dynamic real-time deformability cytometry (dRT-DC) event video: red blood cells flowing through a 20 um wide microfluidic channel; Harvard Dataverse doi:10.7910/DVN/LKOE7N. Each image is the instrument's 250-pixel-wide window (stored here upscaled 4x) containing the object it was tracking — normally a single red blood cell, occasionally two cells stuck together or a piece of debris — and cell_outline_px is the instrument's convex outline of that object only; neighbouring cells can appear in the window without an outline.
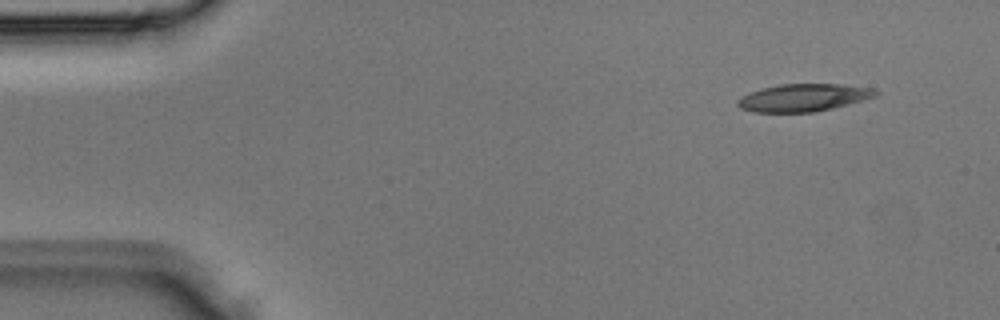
{"species": "Egyptian fruit bat (a non-hibernating species)", "species_latin": "Rousettus aegyptiacus", "temperature_condition": "room temperature", "stored_images_in_passage": 3, "camera_frame_rate_fps": 3000, "um_per_image_px": 0.085, "animal": {"sex": "male"}, "frame": {"image": 1, "passage_image": 1, "time_ms": 0.0, "image_size_px": [1000, 320], "cell_outline_px": [[880, 92], [876, 96], [832, 108], [812, 112], [756, 112], [740, 108], [736, 104], [736, 100], [748, 92], [780, 84], [840, 84], [872, 88]], "centroid_in_image_um": [68.26, 8.29], "position_along_channel_um": 16.7, "area_um2": 21.96}}
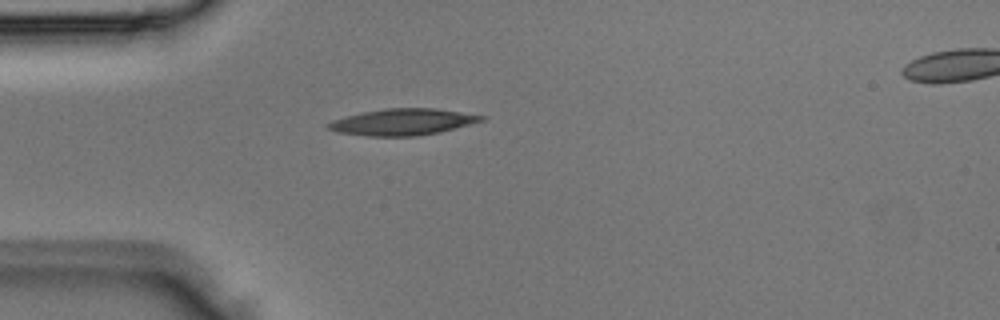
{"frame": {"image": 2, "passage_image": 3, "time_ms": 0.667, "image_size_px": [1000, 320], "cell_outline_px": [[488, 116], [484, 120], [472, 124], [440, 132], [416, 136], [368, 136], [336, 132], [324, 128], [324, 124], [332, 120], [360, 112], [384, 108], [436, 108]], "centroid_in_image_um": [34.2, 10.36], "position_along_channel_um": 50.8, "area_um2": 23.99}}